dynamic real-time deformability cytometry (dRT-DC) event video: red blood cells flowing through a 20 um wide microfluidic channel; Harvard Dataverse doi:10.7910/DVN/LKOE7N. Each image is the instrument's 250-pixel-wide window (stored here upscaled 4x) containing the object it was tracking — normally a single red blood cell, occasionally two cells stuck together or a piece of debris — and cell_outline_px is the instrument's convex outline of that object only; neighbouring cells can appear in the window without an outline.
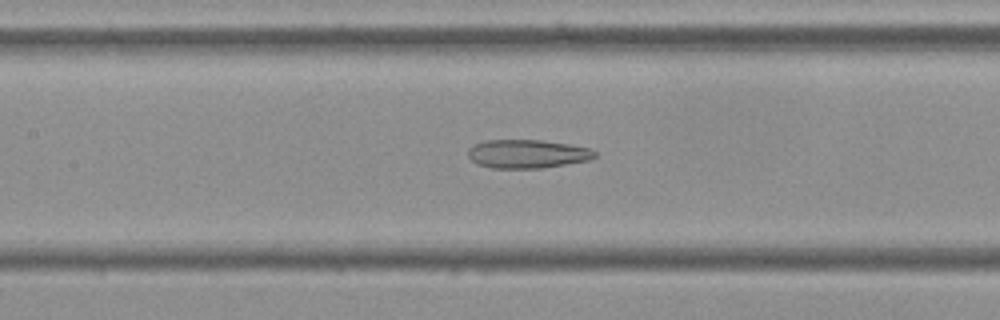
{"species": "Egyptian fruit bat (a non-hibernating species)", "species_latin": "Rousettus aegyptiacus", "temperature_condition": "cold", "stored_images_in_passage": 54, "camera_frame_rate_fps": 3000, "um_per_image_px": 0.085, "frame": {"image": 1, "passage_image": 24, "time_ms": 7.667, "image_size_px": [1000, 320], "cell_outline_px": [[596, 156], [592, 160], [540, 168], [492, 168], [476, 164], [468, 156], [468, 148], [472, 144], [484, 140], [544, 140], [568, 144], [588, 148], [596, 152]], "centroid_in_image_um": [44.79, 13.07], "position_along_channel_um": 162.6, "area_um2": 21.27}}
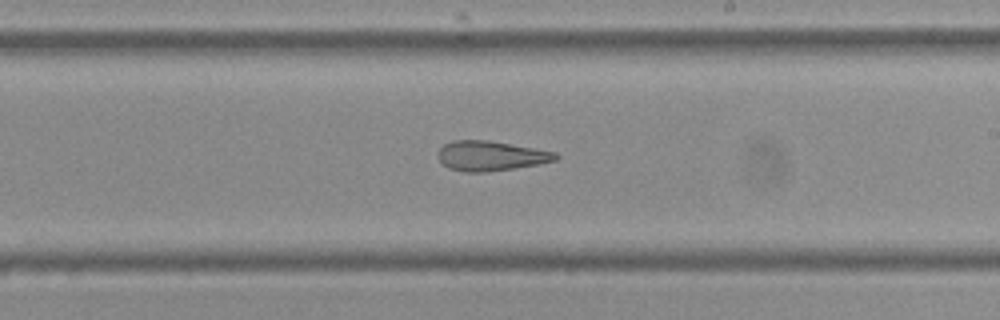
{"frame": {"image": 2, "passage_image": 31, "time_ms": 10.0, "image_size_px": [1000, 320], "cell_outline_px": [[560, 156], [556, 160], [536, 164], [512, 168], [484, 172], [464, 172], [448, 168], [436, 156], [436, 152], [444, 144], [452, 140], [488, 140], [556, 152]], "centroid_in_image_um": [41.66, 13.24], "position_along_channel_um": 247.3, "area_um2": 20.35}}
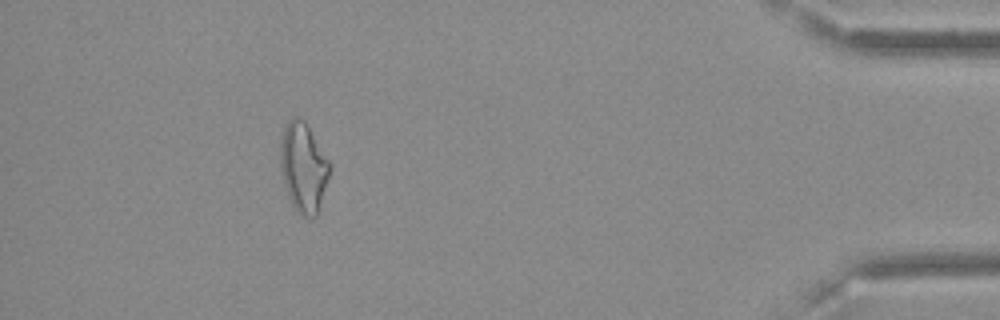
{"frame": {"image": 3, "passage_image": 49, "time_ms": 16.0, "image_size_px": [1000, 320], "cell_outline_px": [[332, 164], [316, 216], [308, 216], [292, 208], [280, 172], [280, 144], [284, 128], [288, 120], [292, 116], [296, 116], [304, 120]], "centroid_in_image_um": [25.77, 14.18], "position_along_channel_um": 409.4, "area_um2": 25.61}, "authors_computed_cell_mechanics": {"area_um2": 23.5824, "velocity_mm_per_s": 3.6427, "shape_relaxation_time_tau1_ms": null, "shape_relaxation_time_tau2_ms": 4.0026, "deformation_change_tau1": null, "deformation_change_tau2": 0.1464}}